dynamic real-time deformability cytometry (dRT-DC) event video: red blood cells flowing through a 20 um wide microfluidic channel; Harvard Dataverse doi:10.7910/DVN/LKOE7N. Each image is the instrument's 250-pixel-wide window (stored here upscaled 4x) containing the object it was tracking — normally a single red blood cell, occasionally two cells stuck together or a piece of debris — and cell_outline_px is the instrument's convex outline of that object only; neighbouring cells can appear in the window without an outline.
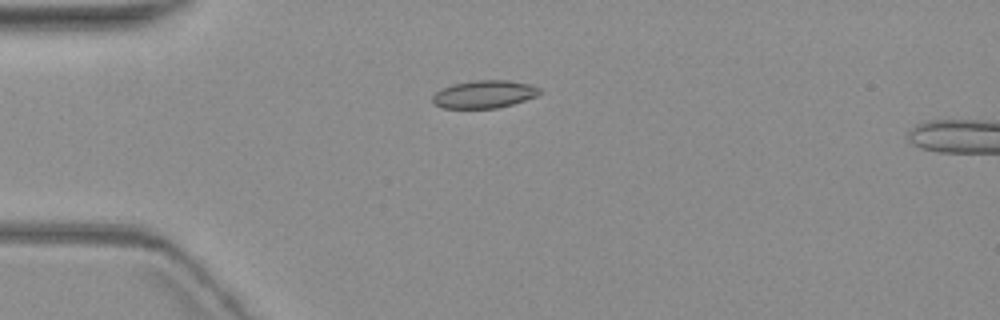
{"species": "common noctule bat (a hibernating species)", "species_latin": "Nyctalus noctula", "temperature_condition": "warm", "stored_images_in_passage": 2, "camera_frame_rate_fps": 3000, "um_per_image_px": 0.085, "animal": {"sex": "female", "body_mass_g": 19.3, "forearm_length_mm": 54.1}, "frame": {"image": 1, "passage_image": 1, "time_ms": 0.0, "image_size_px": [1000, 320], "cell_outline_px": [[544, 92], [536, 96], [512, 104], [496, 108], [444, 108], [436, 104], [432, 100], [432, 96], [436, 92], [452, 84], [472, 80], [508, 80], [528, 84], [540, 88]], "centroid_in_image_um": [41.18, 8.0], "position_along_channel_um": 43.8, "area_um2": 17.22}}